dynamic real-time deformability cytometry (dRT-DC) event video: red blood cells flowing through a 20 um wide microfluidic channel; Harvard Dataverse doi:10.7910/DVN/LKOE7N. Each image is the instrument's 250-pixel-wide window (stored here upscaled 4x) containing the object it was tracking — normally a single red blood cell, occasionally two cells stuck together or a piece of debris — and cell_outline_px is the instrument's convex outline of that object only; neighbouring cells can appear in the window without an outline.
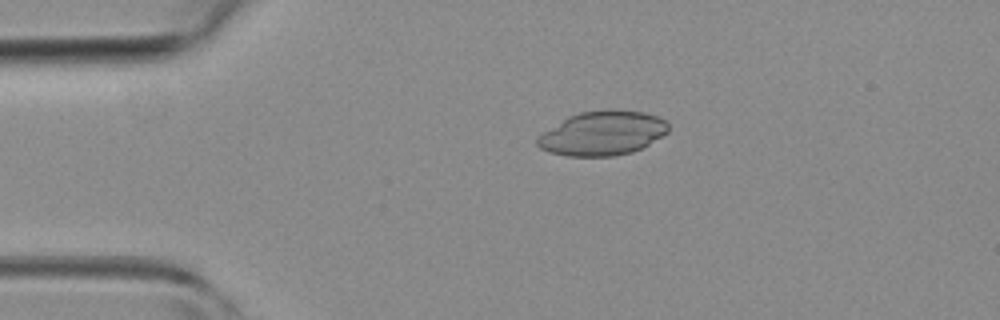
{"species": "common noctule bat (a hibernating species)", "species_latin": "Nyctalus noctula", "temperature_condition": "room temperature", "stored_images_in_passage": 2, "camera_frame_rate_fps": 3000, "um_per_image_px": 0.085, "animal": {"sex": "female", "body_mass_g": 19.3, "forearm_length_mm": 54.1}, "frame": {"image": 1, "passage_image": 2, "time_ms": 1.333, "image_size_px": [1000, 320], "cell_outline_px": [[668, 132], [648, 144], [632, 152], [612, 156], [568, 156], [548, 152], [540, 148], [536, 144], [536, 136], [568, 116], [580, 112], [644, 112], [656, 116], [664, 120], [668, 124]], "centroid_in_image_um": [51.15, 11.37], "position_along_channel_um": 33.8, "area_um2": 33.0}}